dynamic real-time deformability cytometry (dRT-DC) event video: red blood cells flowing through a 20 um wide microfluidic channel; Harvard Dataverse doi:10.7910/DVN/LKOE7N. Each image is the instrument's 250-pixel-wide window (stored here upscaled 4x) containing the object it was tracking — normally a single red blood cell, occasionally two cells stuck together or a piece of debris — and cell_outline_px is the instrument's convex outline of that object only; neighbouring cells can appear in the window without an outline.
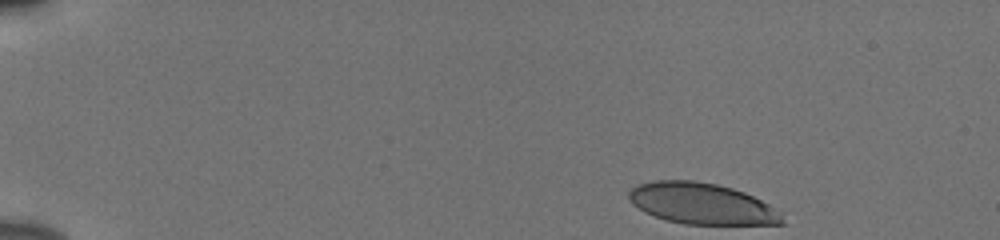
{"species": "human", "species_latin": "Homo sapiens", "temperature_condition": "cold", "stored_images_in_passage": 48, "camera_frame_rate_fps": 3000, "um_per_image_px": 0.085, "donor": {"sex": "male"}, "frame": {"image": 1, "passage_image": 1, "time_ms": 0.0, "image_size_px": [1000, 240], "cell_outline_px": [[784, 224], [684, 224], [668, 220], [644, 212], [632, 204], [628, 200], [628, 192], [636, 184], [652, 180], [696, 180], [716, 184], [732, 188], [744, 192], [784, 212]], "centroid_in_image_um": [59.65, 17.3], "position_along_channel_um": 25.4, "area_um2": 37.05}}
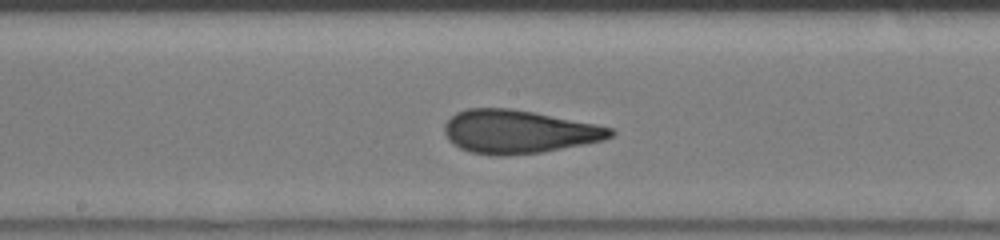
{"frame": {"image": 2, "passage_image": 24, "time_ms": 7.667, "image_size_px": [1000, 240], "cell_outline_px": [[616, 132], [612, 136], [604, 140], [584, 144], [540, 152], [504, 156], [492, 156], [468, 152], [452, 144], [448, 140], [444, 132], [444, 124], [456, 112], [468, 108], [512, 108], [596, 124], [612, 128]], "centroid_in_image_um": [44.04, 11.2], "position_along_channel_um": 204.2, "area_um2": 42.02}}
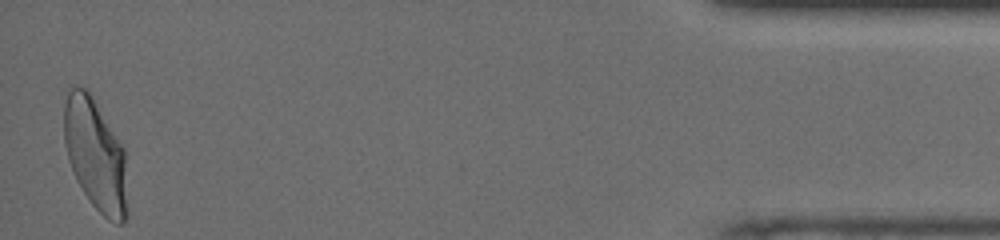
{"frame": {"image": 3, "passage_image": 47, "time_ms": 15.333, "image_size_px": [1000, 240], "cell_outline_px": [[128, 216], [124, 224], [116, 224], [108, 220], [92, 204], [76, 180], [68, 160], [64, 144], [64, 104], [68, 92], [72, 88], [84, 88], [92, 96], [124, 148]], "centroid_in_image_um": [8.12, 13.22], "position_along_channel_um": 427.1, "area_um2": 41.21}, "authors_computed_cell_mechanics": {"area_um2": 40.7201, "velocity_mm_per_s": 3.8357, "shape_relaxation_time_tau1_ms": 6.5305, "shape_relaxation_time_tau2_ms": 0.9598, "deformation_change_tau1": 0.2052, "deformation_change_tau2": 0.082}}